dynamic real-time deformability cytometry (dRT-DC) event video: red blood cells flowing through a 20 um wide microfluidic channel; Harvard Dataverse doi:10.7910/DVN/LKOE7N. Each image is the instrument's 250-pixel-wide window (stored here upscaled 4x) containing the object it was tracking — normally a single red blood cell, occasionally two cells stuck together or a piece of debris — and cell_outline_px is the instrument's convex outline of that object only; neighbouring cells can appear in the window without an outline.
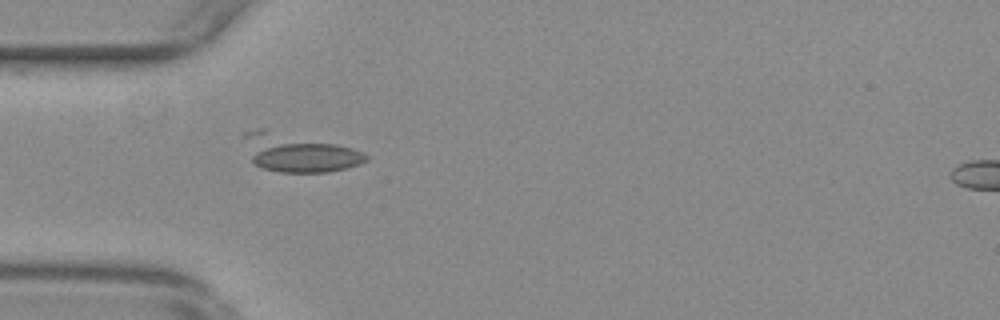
{"species": "common noctule bat (a hibernating species)", "species_latin": "Nyctalus noctula", "temperature_condition": "warm", "stored_images_in_passage": 46, "camera_frame_rate_fps": 3000, "um_per_image_px": 0.085, "animal": {"sex": "female", "body_mass_g": 29.2, "forearm_length_mm": 56.3}, "frame": {"image": 1, "passage_image": 7, "time_ms": 2.0, "image_size_px": [1000, 320], "cell_outline_px": [[368, 160], [360, 164], [348, 168], [328, 172], [280, 172], [260, 168], [252, 160], [244, 136], [244, 132], [256, 128], [264, 128], [336, 144], [352, 148], [364, 152], [368, 156]], "centroid_in_image_um": [25.4, 12.99], "position_along_channel_um": 59.6, "area_um2": 26.82}}
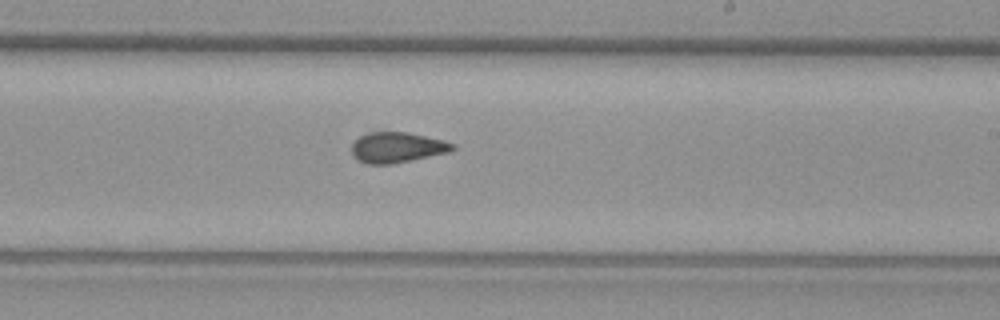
{"frame": {"image": 2, "passage_image": 23, "time_ms": 7.333, "image_size_px": [1000, 320], "cell_outline_px": [[456, 148], [448, 152], [412, 160], [392, 164], [368, 164], [352, 156], [352, 144], [360, 136], [368, 132], [408, 132], [444, 140], [456, 144]], "centroid_in_image_um": [33.77, 12.53], "position_along_channel_um": 255.2, "area_um2": 17.92}}
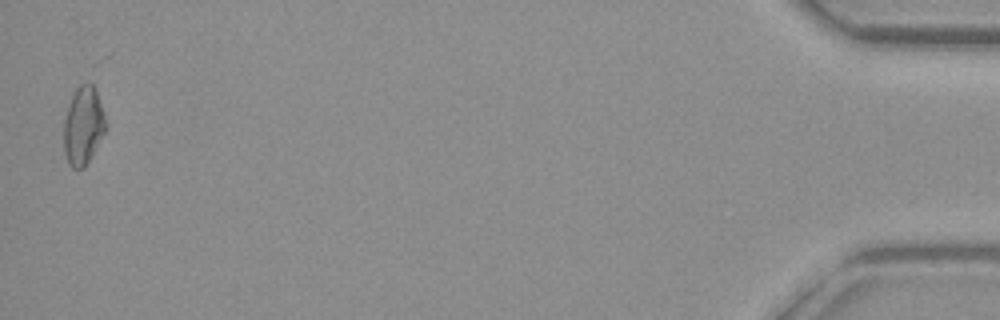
{"frame": {"image": 3, "passage_image": 45, "time_ms": 14.667, "image_size_px": [1000, 320], "cell_outline_px": [[108, 124], [104, 132], [84, 168], [72, 168], [68, 164], [64, 152], [64, 120], [72, 96], [76, 88], [80, 84], [92, 84], [96, 88]], "centroid_in_image_um": [7.08, 10.67], "position_along_channel_um": 428.1, "area_um2": 18.96}, "authors_computed_cell_mechanics": {"area_um2": 18.9006, "velocity_mm_per_s": 3.7244, "shape_relaxation_time_tau1_ms": 5.4841, "shape_relaxation_time_tau2_ms": null, "deformation_change_tau1": 0.1258, "deformation_change_tau2": null}}